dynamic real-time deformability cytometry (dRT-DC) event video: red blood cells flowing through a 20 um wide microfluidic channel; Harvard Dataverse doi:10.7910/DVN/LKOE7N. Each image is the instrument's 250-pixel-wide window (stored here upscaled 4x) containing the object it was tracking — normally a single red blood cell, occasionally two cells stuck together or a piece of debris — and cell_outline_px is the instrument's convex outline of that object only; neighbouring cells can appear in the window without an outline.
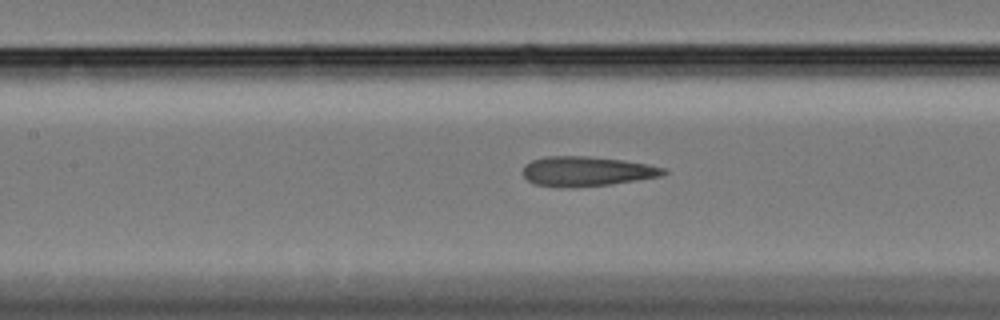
{"species": "Egyptian fruit bat (a non-hibernating species)", "species_latin": "Rousettus aegyptiacus", "temperature_condition": "cold", "stored_images_in_passage": 52, "camera_frame_rate_fps": 3000, "um_per_image_px": 0.085, "animal": {"sex": "female"}, "frame": {"image": 1, "passage_image": 19, "time_ms": 6.0, "image_size_px": [1000, 320], "cell_outline_px": [[668, 172], [660, 176], [612, 184], [572, 188], [560, 188], [536, 184], [528, 180], [524, 176], [524, 168], [532, 160], [544, 156], [588, 156], [624, 160], [648, 164], [664, 168]], "centroid_in_image_um": [49.87, 14.57], "position_along_channel_um": 157.5, "area_um2": 24.39}}
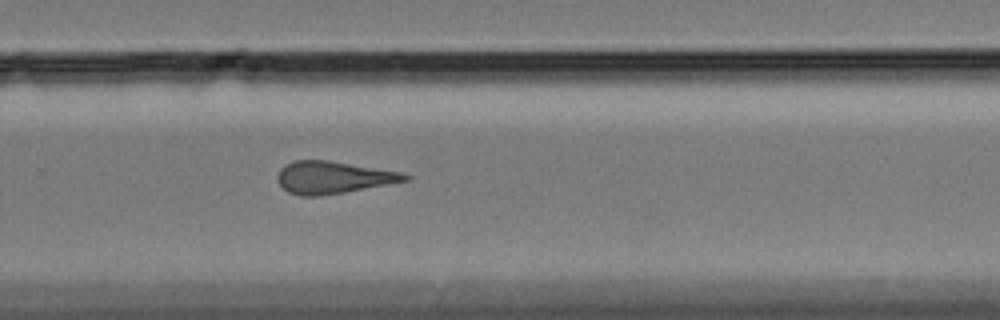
{"frame": {"image": 2, "passage_image": 32, "time_ms": 10.333, "image_size_px": [1000, 320], "cell_outline_px": [[412, 176], [408, 180], [344, 192], [320, 196], [300, 196], [288, 192], [276, 180], [276, 176], [280, 168], [284, 164], [296, 160], [328, 160], [400, 172]], "centroid_in_image_um": [28.25, 15.08], "position_along_channel_um": 301.6, "area_um2": 23.81}}
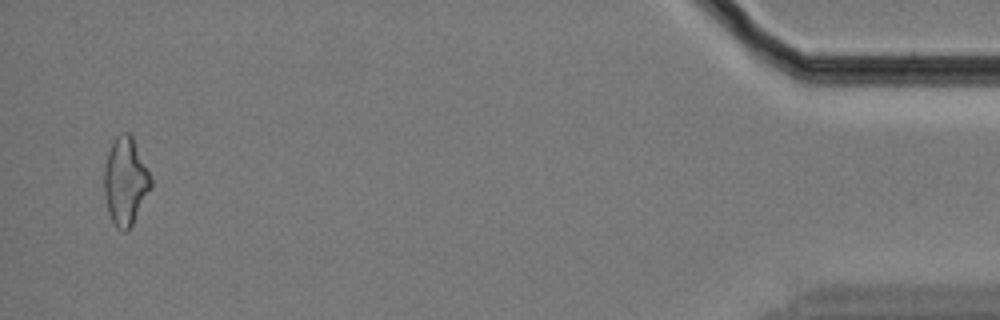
{"frame": {"image": 3, "passage_image": 50, "time_ms": 16.333, "image_size_px": [1000, 320], "cell_outline_px": [[152, 188], [128, 232], [124, 232], [116, 228], [108, 212], [104, 196], [104, 164], [108, 152], [116, 136], [124, 132], [128, 132], [132, 136], [152, 180]], "centroid_in_image_um": [10.65, 15.45], "position_along_channel_um": 424.5, "area_um2": 23.87}, "authors_computed_cell_mechanics": {"area_um2": 23.987, "velocity_mm_per_s": 3.3347, "shape_relaxation_time_tau1_ms": null, "shape_relaxation_time_tau2_ms": 3.8143, "deformation_change_tau1": null, "deformation_change_tau2": 0.1413}}